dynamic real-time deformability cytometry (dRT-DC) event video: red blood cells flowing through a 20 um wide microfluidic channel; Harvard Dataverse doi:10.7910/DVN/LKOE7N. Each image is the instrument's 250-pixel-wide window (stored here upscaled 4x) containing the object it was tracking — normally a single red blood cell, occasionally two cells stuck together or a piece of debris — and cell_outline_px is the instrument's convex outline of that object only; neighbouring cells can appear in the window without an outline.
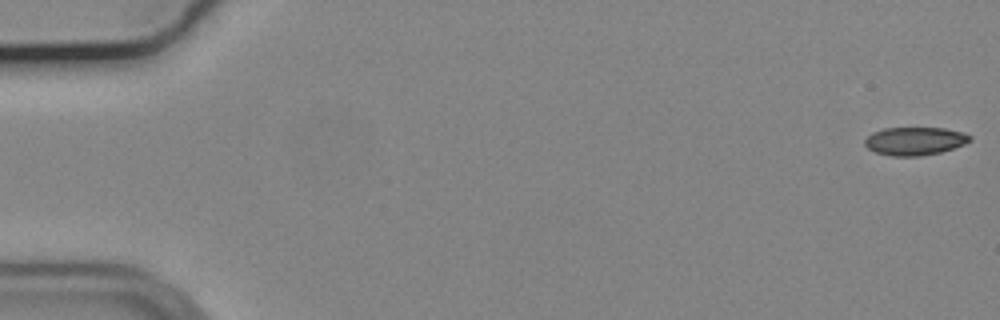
{"species": "common noctule bat (a hibernating species)", "species_latin": "Nyctalus noctula", "temperature_condition": "cold", "stored_images_in_passage": 20, "camera_frame_rate_fps": 3000, "um_per_image_px": 0.085, "animal": {"sex": "male", "body_mass_g": 19.2, "forearm_length_mm": 51.8}, "frame": {"image": 1, "passage_image": 1, "time_ms": 0.0, "image_size_px": [1000, 320], "cell_outline_px": [[972, 140], [964, 144], [940, 152], [920, 156], [892, 156], [876, 152], [868, 148], [864, 144], [864, 140], [872, 132], [884, 128], [944, 128], [964, 132], [972, 136]], "centroid_in_image_um": [77.77, 11.98], "position_along_channel_um": 7.2, "area_um2": 17.22}}
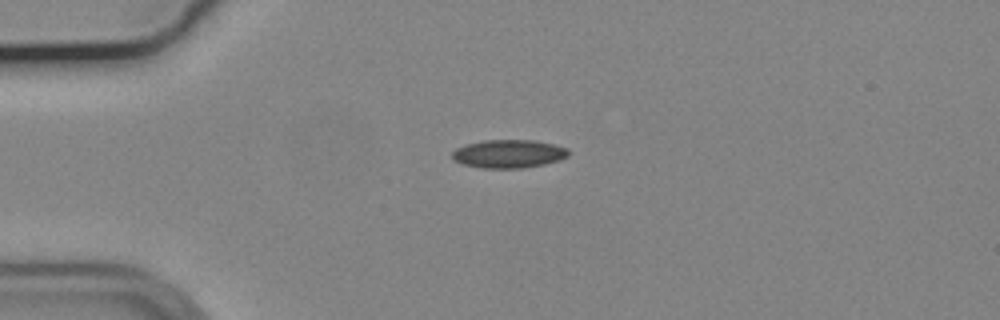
{"frame": {"image": 2, "passage_image": 14, "time_ms": 4.333, "image_size_px": [1000, 320], "cell_outline_px": [[568, 156], [544, 164], [524, 168], [480, 168], [464, 164], [452, 160], [452, 152], [456, 148], [464, 144], [484, 140], [532, 140], [552, 144], [568, 148]], "centroid_in_image_um": [43.18, 13.07], "position_along_channel_um": 41.8, "area_um2": 19.13}}
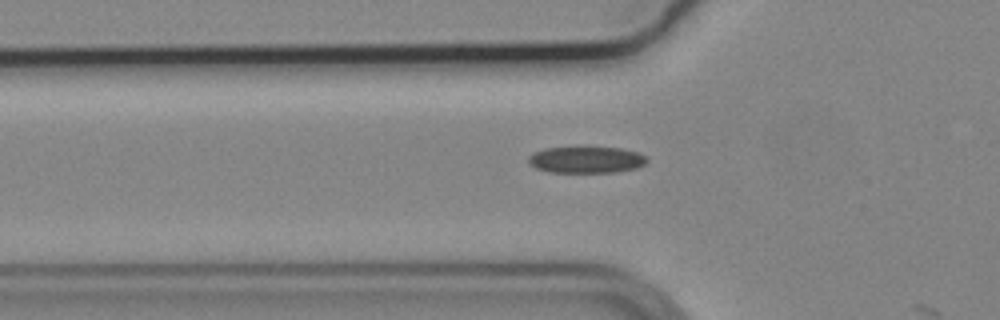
{"frame": {"image": 3, "passage_image": 19, "time_ms": 6.0, "image_size_px": [1000, 320], "cell_outline_px": [[648, 160], [644, 164], [636, 168], [616, 172], [548, 172], [536, 168], [528, 164], [528, 156], [532, 152], [544, 148], [584, 144], [588, 144], [620, 148], [640, 152], [648, 156]], "centroid_in_image_um": [49.82, 13.52], "position_along_channel_um": 76.0, "area_um2": 19.54}}